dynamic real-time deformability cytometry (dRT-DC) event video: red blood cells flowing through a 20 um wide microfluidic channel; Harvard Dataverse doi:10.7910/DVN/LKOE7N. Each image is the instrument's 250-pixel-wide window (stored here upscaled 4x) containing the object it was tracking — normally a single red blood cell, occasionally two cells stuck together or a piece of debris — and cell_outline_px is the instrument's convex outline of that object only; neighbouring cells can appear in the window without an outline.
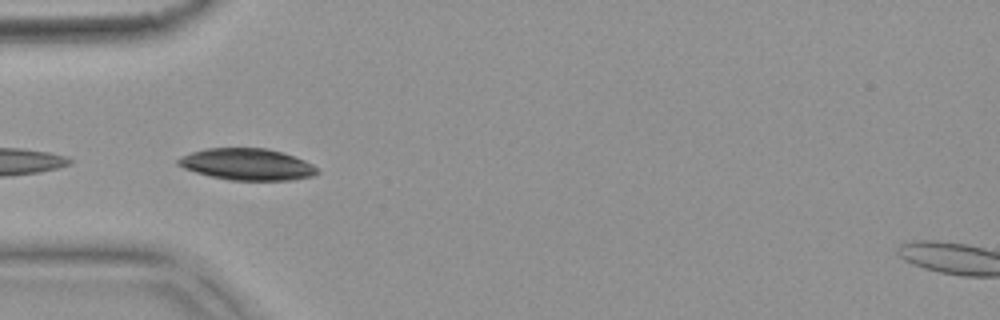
{"species": "common noctule bat (a hibernating species)", "species_latin": "Nyctalus noctula", "temperature_condition": "warm", "stored_images_in_passage": 2, "camera_frame_rate_fps": 3000, "um_per_image_px": 0.085, "animal": {"sex": "female", "body_mass_g": 18.4}, "frame": {"image": 1, "passage_image": 1, "time_ms": 0.0, "image_size_px": [1000, 320], "cell_outline_px": [[320, 172], [312, 176], [292, 180], [228, 180], [196, 172], [184, 168], [176, 164], [176, 160], [192, 152], [208, 148], [268, 148], [304, 160], [312, 164]], "centroid_in_image_um": [21.01, 13.97], "position_along_channel_um": 64.0, "area_um2": 25.37}}
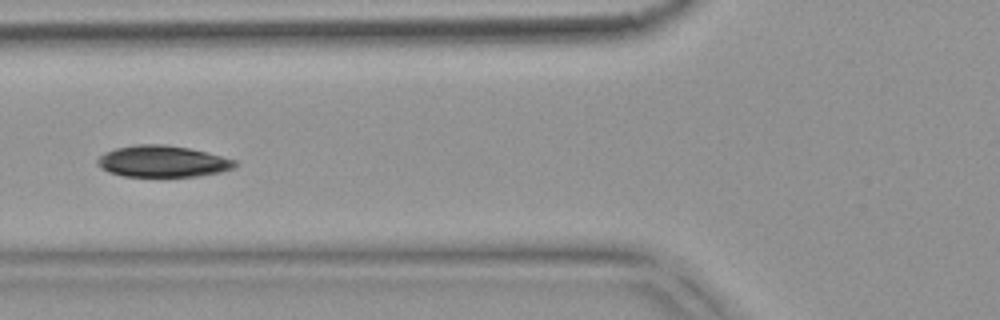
{"frame": {"image": 2, "passage_image": 2, "time_ms": 0.333, "image_size_px": [1000, 320], "cell_outline_px": [[236, 164], [232, 168], [220, 172], [196, 176], [124, 176], [108, 172], [100, 168], [96, 164], [96, 160], [104, 152], [116, 148], [136, 144], [164, 144], [188, 148], [208, 152], [236, 160]], "centroid_in_image_um": [13.78, 13.71], "position_along_channel_um": 112.0, "area_um2": 25.2}}